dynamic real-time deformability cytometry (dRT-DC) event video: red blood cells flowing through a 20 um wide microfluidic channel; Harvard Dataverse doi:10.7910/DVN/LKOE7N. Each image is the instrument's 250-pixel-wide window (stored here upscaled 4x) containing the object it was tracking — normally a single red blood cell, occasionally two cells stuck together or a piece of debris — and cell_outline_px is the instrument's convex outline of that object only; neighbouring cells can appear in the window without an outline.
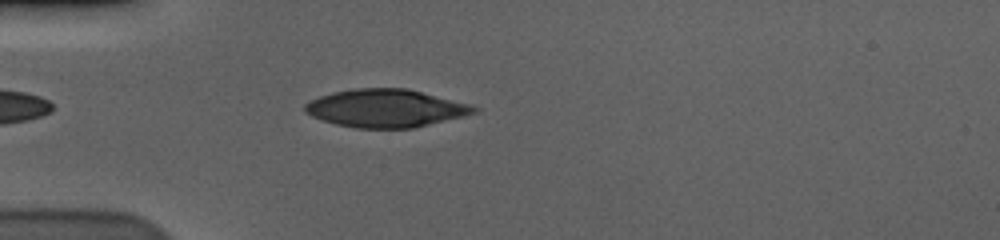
{"species": "human", "species_latin": "Homo sapiens", "temperature_condition": "cold", "stored_images_in_passage": 41, "camera_frame_rate_fps": 3000, "um_per_image_px": 0.085, "donor": {"sex": "male"}, "frame": {"image": 1, "passage_image": 4, "time_ms": 1.0, "image_size_px": [1000, 240], "cell_outline_px": [[480, 112], [464, 116], [412, 128], [356, 128], [336, 124], [312, 116], [304, 112], [304, 104], [320, 96], [332, 92], [352, 88], [408, 88], [472, 104], [480, 108]], "centroid_in_image_um": [32.83, 9.19], "position_along_channel_um": 52.2, "area_um2": 37.57}}
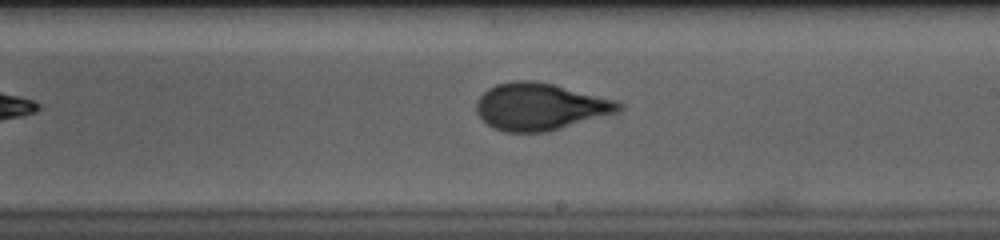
{"frame": {"image": 2, "passage_image": 21, "time_ms": 6.667, "image_size_px": [1000, 240], "cell_outline_px": [[624, 108], [616, 112], [548, 132], [504, 132], [492, 128], [476, 112], [476, 100], [488, 88], [496, 84], [512, 80], [532, 80], [552, 84], [616, 100], [624, 104]], "centroid_in_image_um": [45.88, 9.06], "position_along_channel_um": 243.1, "area_um2": 38.96}}
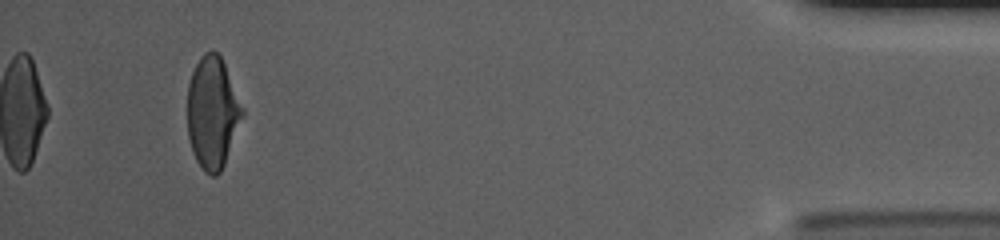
{"frame": {"image": 3, "passage_image": 41, "time_ms": 13.333, "image_size_px": [1000, 240], "cell_outline_px": [[244, 116], [224, 164], [220, 172], [216, 176], [212, 176], [204, 172], [196, 160], [192, 152], [188, 136], [188, 84], [192, 72], [200, 56], [204, 52], [212, 48], [220, 56], [224, 64], [244, 108]], "centroid_in_image_um": [18.06, 9.57], "position_along_channel_um": 417.1, "area_um2": 35.95}, "authors_computed_cell_mechanics": {"area_um2": 38.2636, "velocity_mm_per_s": 3.592, "shape_relaxation_time_tau1_ms": 5.268, "shape_relaxation_time_tau2_ms": null, "deformation_change_tau1": 0.1922, "deformation_change_tau2": null}}